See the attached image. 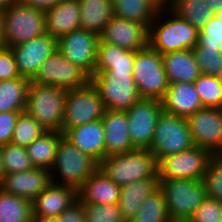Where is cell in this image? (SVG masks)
<instances>
[{"mask_svg":"<svg viewBox=\"0 0 222 222\" xmlns=\"http://www.w3.org/2000/svg\"><path fill=\"white\" fill-rule=\"evenodd\" d=\"M4 10L0 9V47L4 46Z\"/></svg>","mask_w":222,"mask_h":222,"instance_id":"obj_47","label":"cell"},{"mask_svg":"<svg viewBox=\"0 0 222 222\" xmlns=\"http://www.w3.org/2000/svg\"><path fill=\"white\" fill-rule=\"evenodd\" d=\"M30 82L21 76L0 81V113L25 110Z\"/></svg>","mask_w":222,"mask_h":222,"instance_id":"obj_32","label":"cell"},{"mask_svg":"<svg viewBox=\"0 0 222 222\" xmlns=\"http://www.w3.org/2000/svg\"><path fill=\"white\" fill-rule=\"evenodd\" d=\"M195 48H219L222 52V22L216 16L200 29Z\"/></svg>","mask_w":222,"mask_h":222,"instance_id":"obj_41","label":"cell"},{"mask_svg":"<svg viewBox=\"0 0 222 222\" xmlns=\"http://www.w3.org/2000/svg\"><path fill=\"white\" fill-rule=\"evenodd\" d=\"M106 110L127 111L141 97L138 94L133 72L101 71L91 77Z\"/></svg>","mask_w":222,"mask_h":222,"instance_id":"obj_8","label":"cell"},{"mask_svg":"<svg viewBox=\"0 0 222 222\" xmlns=\"http://www.w3.org/2000/svg\"><path fill=\"white\" fill-rule=\"evenodd\" d=\"M133 78L141 98L161 101L169 87L162 56L149 45L136 53Z\"/></svg>","mask_w":222,"mask_h":222,"instance_id":"obj_6","label":"cell"},{"mask_svg":"<svg viewBox=\"0 0 222 222\" xmlns=\"http://www.w3.org/2000/svg\"><path fill=\"white\" fill-rule=\"evenodd\" d=\"M120 191L121 187L98 168L78 189V199L89 204H116Z\"/></svg>","mask_w":222,"mask_h":222,"instance_id":"obj_23","label":"cell"},{"mask_svg":"<svg viewBox=\"0 0 222 222\" xmlns=\"http://www.w3.org/2000/svg\"><path fill=\"white\" fill-rule=\"evenodd\" d=\"M195 146L222 154V109L204 107L186 118Z\"/></svg>","mask_w":222,"mask_h":222,"instance_id":"obj_15","label":"cell"},{"mask_svg":"<svg viewBox=\"0 0 222 222\" xmlns=\"http://www.w3.org/2000/svg\"><path fill=\"white\" fill-rule=\"evenodd\" d=\"M137 51L127 50L99 39L94 73L101 71L133 72Z\"/></svg>","mask_w":222,"mask_h":222,"instance_id":"obj_26","label":"cell"},{"mask_svg":"<svg viewBox=\"0 0 222 222\" xmlns=\"http://www.w3.org/2000/svg\"><path fill=\"white\" fill-rule=\"evenodd\" d=\"M32 202L0 189V222H31Z\"/></svg>","mask_w":222,"mask_h":222,"instance_id":"obj_33","label":"cell"},{"mask_svg":"<svg viewBox=\"0 0 222 222\" xmlns=\"http://www.w3.org/2000/svg\"><path fill=\"white\" fill-rule=\"evenodd\" d=\"M219 222H222V210H221V213H220V219H219Z\"/></svg>","mask_w":222,"mask_h":222,"instance_id":"obj_53","label":"cell"},{"mask_svg":"<svg viewBox=\"0 0 222 222\" xmlns=\"http://www.w3.org/2000/svg\"><path fill=\"white\" fill-rule=\"evenodd\" d=\"M104 126L106 156L134 150L128 116L125 111L106 110L101 119Z\"/></svg>","mask_w":222,"mask_h":222,"instance_id":"obj_22","label":"cell"},{"mask_svg":"<svg viewBox=\"0 0 222 222\" xmlns=\"http://www.w3.org/2000/svg\"><path fill=\"white\" fill-rule=\"evenodd\" d=\"M99 169L120 187L140 180L158 179L157 160L149 149L108 155L99 163Z\"/></svg>","mask_w":222,"mask_h":222,"instance_id":"obj_2","label":"cell"},{"mask_svg":"<svg viewBox=\"0 0 222 222\" xmlns=\"http://www.w3.org/2000/svg\"><path fill=\"white\" fill-rule=\"evenodd\" d=\"M64 137L98 163L106 157L104 126L101 119L70 128L64 133Z\"/></svg>","mask_w":222,"mask_h":222,"instance_id":"obj_20","label":"cell"},{"mask_svg":"<svg viewBox=\"0 0 222 222\" xmlns=\"http://www.w3.org/2000/svg\"><path fill=\"white\" fill-rule=\"evenodd\" d=\"M97 33L79 28L57 40V50L71 63L80 66L91 77L94 75L97 59Z\"/></svg>","mask_w":222,"mask_h":222,"instance_id":"obj_14","label":"cell"},{"mask_svg":"<svg viewBox=\"0 0 222 222\" xmlns=\"http://www.w3.org/2000/svg\"><path fill=\"white\" fill-rule=\"evenodd\" d=\"M20 77L14 54L9 47H0V81Z\"/></svg>","mask_w":222,"mask_h":222,"instance_id":"obj_43","label":"cell"},{"mask_svg":"<svg viewBox=\"0 0 222 222\" xmlns=\"http://www.w3.org/2000/svg\"><path fill=\"white\" fill-rule=\"evenodd\" d=\"M4 46L13 47L46 33L45 12L19 0L4 10Z\"/></svg>","mask_w":222,"mask_h":222,"instance_id":"obj_7","label":"cell"},{"mask_svg":"<svg viewBox=\"0 0 222 222\" xmlns=\"http://www.w3.org/2000/svg\"><path fill=\"white\" fill-rule=\"evenodd\" d=\"M6 174L4 164H3V158H2V153H1V147H0V183L4 179V175Z\"/></svg>","mask_w":222,"mask_h":222,"instance_id":"obj_51","label":"cell"},{"mask_svg":"<svg viewBox=\"0 0 222 222\" xmlns=\"http://www.w3.org/2000/svg\"><path fill=\"white\" fill-rule=\"evenodd\" d=\"M31 81L70 91L88 86L91 83V76L57 50L42 63Z\"/></svg>","mask_w":222,"mask_h":222,"instance_id":"obj_12","label":"cell"},{"mask_svg":"<svg viewBox=\"0 0 222 222\" xmlns=\"http://www.w3.org/2000/svg\"><path fill=\"white\" fill-rule=\"evenodd\" d=\"M173 222H190L189 220H184V221H173Z\"/></svg>","mask_w":222,"mask_h":222,"instance_id":"obj_54","label":"cell"},{"mask_svg":"<svg viewBox=\"0 0 222 222\" xmlns=\"http://www.w3.org/2000/svg\"><path fill=\"white\" fill-rule=\"evenodd\" d=\"M63 137L62 132L47 131L27 146L26 150L32 165L50 170L56 159L59 142Z\"/></svg>","mask_w":222,"mask_h":222,"instance_id":"obj_30","label":"cell"},{"mask_svg":"<svg viewBox=\"0 0 222 222\" xmlns=\"http://www.w3.org/2000/svg\"><path fill=\"white\" fill-rule=\"evenodd\" d=\"M57 222H86L83 203L78 199L56 217Z\"/></svg>","mask_w":222,"mask_h":222,"instance_id":"obj_45","label":"cell"},{"mask_svg":"<svg viewBox=\"0 0 222 222\" xmlns=\"http://www.w3.org/2000/svg\"><path fill=\"white\" fill-rule=\"evenodd\" d=\"M222 22V9L219 12H216L215 15Z\"/></svg>","mask_w":222,"mask_h":222,"instance_id":"obj_52","label":"cell"},{"mask_svg":"<svg viewBox=\"0 0 222 222\" xmlns=\"http://www.w3.org/2000/svg\"><path fill=\"white\" fill-rule=\"evenodd\" d=\"M213 154L198 146L161 158L157 162L158 179L185 178L204 180Z\"/></svg>","mask_w":222,"mask_h":222,"instance_id":"obj_11","label":"cell"},{"mask_svg":"<svg viewBox=\"0 0 222 222\" xmlns=\"http://www.w3.org/2000/svg\"><path fill=\"white\" fill-rule=\"evenodd\" d=\"M113 15L145 24L148 28L164 0H111Z\"/></svg>","mask_w":222,"mask_h":222,"instance_id":"obj_28","label":"cell"},{"mask_svg":"<svg viewBox=\"0 0 222 222\" xmlns=\"http://www.w3.org/2000/svg\"><path fill=\"white\" fill-rule=\"evenodd\" d=\"M148 34L149 28L145 24L113 16L99 38L103 42L138 51L148 46Z\"/></svg>","mask_w":222,"mask_h":222,"instance_id":"obj_17","label":"cell"},{"mask_svg":"<svg viewBox=\"0 0 222 222\" xmlns=\"http://www.w3.org/2000/svg\"><path fill=\"white\" fill-rule=\"evenodd\" d=\"M201 74L222 77V52L219 48H193Z\"/></svg>","mask_w":222,"mask_h":222,"instance_id":"obj_38","label":"cell"},{"mask_svg":"<svg viewBox=\"0 0 222 222\" xmlns=\"http://www.w3.org/2000/svg\"><path fill=\"white\" fill-rule=\"evenodd\" d=\"M21 77L32 80L42 63L57 51V39L49 33L10 47Z\"/></svg>","mask_w":222,"mask_h":222,"instance_id":"obj_16","label":"cell"},{"mask_svg":"<svg viewBox=\"0 0 222 222\" xmlns=\"http://www.w3.org/2000/svg\"><path fill=\"white\" fill-rule=\"evenodd\" d=\"M164 4L199 31L215 15L206 0H164Z\"/></svg>","mask_w":222,"mask_h":222,"instance_id":"obj_31","label":"cell"},{"mask_svg":"<svg viewBox=\"0 0 222 222\" xmlns=\"http://www.w3.org/2000/svg\"><path fill=\"white\" fill-rule=\"evenodd\" d=\"M128 222H172L162 190L158 188L147 197Z\"/></svg>","mask_w":222,"mask_h":222,"instance_id":"obj_34","label":"cell"},{"mask_svg":"<svg viewBox=\"0 0 222 222\" xmlns=\"http://www.w3.org/2000/svg\"><path fill=\"white\" fill-rule=\"evenodd\" d=\"M105 111L106 107L100 94L92 83L80 89L67 91L62 133L70 128L102 119Z\"/></svg>","mask_w":222,"mask_h":222,"instance_id":"obj_10","label":"cell"},{"mask_svg":"<svg viewBox=\"0 0 222 222\" xmlns=\"http://www.w3.org/2000/svg\"><path fill=\"white\" fill-rule=\"evenodd\" d=\"M77 200L76 188L51 183L32 201L33 216L56 218Z\"/></svg>","mask_w":222,"mask_h":222,"instance_id":"obj_19","label":"cell"},{"mask_svg":"<svg viewBox=\"0 0 222 222\" xmlns=\"http://www.w3.org/2000/svg\"><path fill=\"white\" fill-rule=\"evenodd\" d=\"M98 168L99 163L95 159L81 152L67 138L63 137L59 142L56 159L50 169L51 180L54 184L68 185L78 190Z\"/></svg>","mask_w":222,"mask_h":222,"instance_id":"obj_4","label":"cell"},{"mask_svg":"<svg viewBox=\"0 0 222 222\" xmlns=\"http://www.w3.org/2000/svg\"><path fill=\"white\" fill-rule=\"evenodd\" d=\"M31 222H57V219L47 216H32Z\"/></svg>","mask_w":222,"mask_h":222,"instance_id":"obj_49","label":"cell"},{"mask_svg":"<svg viewBox=\"0 0 222 222\" xmlns=\"http://www.w3.org/2000/svg\"><path fill=\"white\" fill-rule=\"evenodd\" d=\"M159 188V179H145L121 186L118 206L125 222L132 219L140 205Z\"/></svg>","mask_w":222,"mask_h":222,"instance_id":"obj_27","label":"cell"},{"mask_svg":"<svg viewBox=\"0 0 222 222\" xmlns=\"http://www.w3.org/2000/svg\"><path fill=\"white\" fill-rule=\"evenodd\" d=\"M193 84L203 107L222 109V77L201 74Z\"/></svg>","mask_w":222,"mask_h":222,"instance_id":"obj_35","label":"cell"},{"mask_svg":"<svg viewBox=\"0 0 222 222\" xmlns=\"http://www.w3.org/2000/svg\"><path fill=\"white\" fill-rule=\"evenodd\" d=\"M167 211L173 221L189 220L208 197L204 180L174 178L159 180Z\"/></svg>","mask_w":222,"mask_h":222,"instance_id":"obj_5","label":"cell"},{"mask_svg":"<svg viewBox=\"0 0 222 222\" xmlns=\"http://www.w3.org/2000/svg\"><path fill=\"white\" fill-rule=\"evenodd\" d=\"M45 132H47L46 129L39 122L22 112L16 122L11 143L26 148Z\"/></svg>","mask_w":222,"mask_h":222,"instance_id":"obj_36","label":"cell"},{"mask_svg":"<svg viewBox=\"0 0 222 222\" xmlns=\"http://www.w3.org/2000/svg\"><path fill=\"white\" fill-rule=\"evenodd\" d=\"M162 56L169 84L194 81L201 75L193 49L165 53Z\"/></svg>","mask_w":222,"mask_h":222,"instance_id":"obj_25","label":"cell"},{"mask_svg":"<svg viewBox=\"0 0 222 222\" xmlns=\"http://www.w3.org/2000/svg\"><path fill=\"white\" fill-rule=\"evenodd\" d=\"M17 1L18 0H0V9L5 10Z\"/></svg>","mask_w":222,"mask_h":222,"instance_id":"obj_50","label":"cell"},{"mask_svg":"<svg viewBox=\"0 0 222 222\" xmlns=\"http://www.w3.org/2000/svg\"><path fill=\"white\" fill-rule=\"evenodd\" d=\"M23 5L33 7L41 11H48L63 0H19Z\"/></svg>","mask_w":222,"mask_h":222,"instance_id":"obj_46","label":"cell"},{"mask_svg":"<svg viewBox=\"0 0 222 222\" xmlns=\"http://www.w3.org/2000/svg\"><path fill=\"white\" fill-rule=\"evenodd\" d=\"M222 203L207 197L190 217V222H219Z\"/></svg>","mask_w":222,"mask_h":222,"instance_id":"obj_42","label":"cell"},{"mask_svg":"<svg viewBox=\"0 0 222 222\" xmlns=\"http://www.w3.org/2000/svg\"><path fill=\"white\" fill-rule=\"evenodd\" d=\"M83 209L86 222H125L118 203L110 205L83 203Z\"/></svg>","mask_w":222,"mask_h":222,"instance_id":"obj_40","label":"cell"},{"mask_svg":"<svg viewBox=\"0 0 222 222\" xmlns=\"http://www.w3.org/2000/svg\"><path fill=\"white\" fill-rule=\"evenodd\" d=\"M24 111H7L0 113V146L11 143L16 122Z\"/></svg>","mask_w":222,"mask_h":222,"instance_id":"obj_44","label":"cell"},{"mask_svg":"<svg viewBox=\"0 0 222 222\" xmlns=\"http://www.w3.org/2000/svg\"><path fill=\"white\" fill-rule=\"evenodd\" d=\"M162 103L158 99L140 98L129 110V134L135 149H150L156 123L162 113Z\"/></svg>","mask_w":222,"mask_h":222,"instance_id":"obj_13","label":"cell"},{"mask_svg":"<svg viewBox=\"0 0 222 222\" xmlns=\"http://www.w3.org/2000/svg\"><path fill=\"white\" fill-rule=\"evenodd\" d=\"M46 33L57 40L80 28L78 0H63L45 12Z\"/></svg>","mask_w":222,"mask_h":222,"instance_id":"obj_24","label":"cell"},{"mask_svg":"<svg viewBox=\"0 0 222 222\" xmlns=\"http://www.w3.org/2000/svg\"><path fill=\"white\" fill-rule=\"evenodd\" d=\"M161 103L164 112L183 118L204 108L194 84L190 82L169 84Z\"/></svg>","mask_w":222,"mask_h":222,"instance_id":"obj_21","label":"cell"},{"mask_svg":"<svg viewBox=\"0 0 222 222\" xmlns=\"http://www.w3.org/2000/svg\"><path fill=\"white\" fill-rule=\"evenodd\" d=\"M198 33L199 30L163 4L150 24L148 45L161 55L193 49L198 42Z\"/></svg>","mask_w":222,"mask_h":222,"instance_id":"obj_1","label":"cell"},{"mask_svg":"<svg viewBox=\"0 0 222 222\" xmlns=\"http://www.w3.org/2000/svg\"><path fill=\"white\" fill-rule=\"evenodd\" d=\"M0 147L6 173H18L34 168L25 147L13 143Z\"/></svg>","mask_w":222,"mask_h":222,"instance_id":"obj_37","label":"cell"},{"mask_svg":"<svg viewBox=\"0 0 222 222\" xmlns=\"http://www.w3.org/2000/svg\"><path fill=\"white\" fill-rule=\"evenodd\" d=\"M194 146L186 118L162 111L158 117L149 149L157 162L163 157L188 150Z\"/></svg>","mask_w":222,"mask_h":222,"instance_id":"obj_9","label":"cell"},{"mask_svg":"<svg viewBox=\"0 0 222 222\" xmlns=\"http://www.w3.org/2000/svg\"><path fill=\"white\" fill-rule=\"evenodd\" d=\"M67 91L54 85L30 82L25 110L46 131L62 132Z\"/></svg>","mask_w":222,"mask_h":222,"instance_id":"obj_3","label":"cell"},{"mask_svg":"<svg viewBox=\"0 0 222 222\" xmlns=\"http://www.w3.org/2000/svg\"><path fill=\"white\" fill-rule=\"evenodd\" d=\"M80 5V28L100 35L113 18L111 0H78Z\"/></svg>","mask_w":222,"mask_h":222,"instance_id":"obj_29","label":"cell"},{"mask_svg":"<svg viewBox=\"0 0 222 222\" xmlns=\"http://www.w3.org/2000/svg\"><path fill=\"white\" fill-rule=\"evenodd\" d=\"M206 2L214 13L219 12L222 9V0H206Z\"/></svg>","mask_w":222,"mask_h":222,"instance_id":"obj_48","label":"cell"},{"mask_svg":"<svg viewBox=\"0 0 222 222\" xmlns=\"http://www.w3.org/2000/svg\"><path fill=\"white\" fill-rule=\"evenodd\" d=\"M204 182L208 196L222 203V154L211 157Z\"/></svg>","mask_w":222,"mask_h":222,"instance_id":"obj_39","label":"cell"},{"mask_svg":"<svg viewBox=\"0 0 222 222\" xmlns=\"http://www.w3.org/2000/svg\"><path fill=\"white\" fill-rule=\"evenodd\" d=\"M51 183L49 169L34 167L18 173H6L0 189L32 202Z\"/></svg>","mask_w":222,"mask_h":222,"instance_id":"obj_18","label":"cell"}]
</instances>
